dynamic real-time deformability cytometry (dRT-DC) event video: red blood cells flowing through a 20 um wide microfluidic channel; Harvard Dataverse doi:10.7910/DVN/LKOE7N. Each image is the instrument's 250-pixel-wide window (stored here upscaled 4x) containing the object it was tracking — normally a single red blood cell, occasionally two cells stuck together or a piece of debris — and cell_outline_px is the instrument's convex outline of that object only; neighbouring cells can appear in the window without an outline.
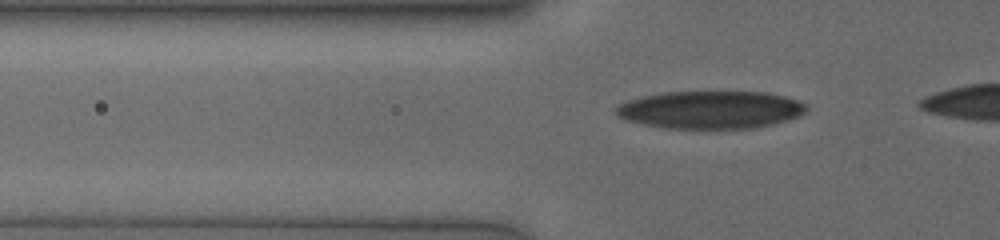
{"species": "human", "species_latin": "Homo sapiens", "temperature_condition": "cold", "stored_images_in_passage": 37, "camera_frame_rate_fps": 3000, "um_per_image_px": 0.085, "donor": {"sex": "male"}, "frame": {"image": 1, "passage_image": 7, "time_ms": 2.0, "image_size_px": [1000, 240], "cell_outline_px": [[808, 112], [800, 116], [788, 120], [772, 124], [752, 128], [664, 128], [624, 120], [616, 112], [616, 108], [620, 104], [632, 100], [648, 96], [668, 92], [760, 92], [780, 96], [796, 100], [808, 104]], "centroid_in_image_um": [60.46, 9.34], "position_along_channel_um": 65.3, "area_um2": 41.33}}
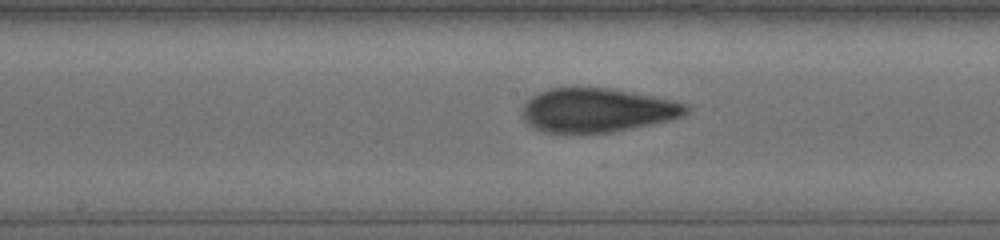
{"frame": {"image": 2, "passage_image": 18, "time_ms": 5.667, "image_size_px": [1000, 240], "cell_outline_px": [[692, 108], [684, 116], [652, 124], [612, 132], [580, 136], [576, 136], [544, 132], [528, 124], [524, 116], [524, 104], [532, 96], [540, 92], [552, 88], [608, 88], [688, 104]], "centroid_in_image_um": [50.74, 9.42], "position_along_channel_um": 197.5, "area_um2": 42.19}}
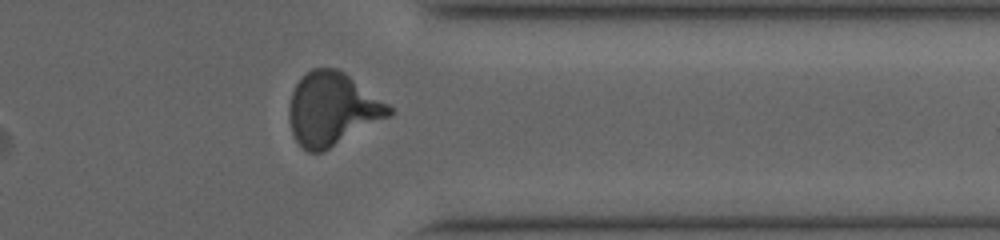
{"frame": {"image": 3, "passage_image": 33, "time_ms": 10.667, "image_size_px": [1000, 240], "cell_outline_px": [[392, 116], [324, 152], [308, 152], [296, 140], [292, 132], [288, 116], [288, 108], [292, 92], [296, 84], [312, 68], [336, 68], [344, 72], [388, 104], [392, 108]], "centroid_in_image_um": [28.25, 9.3], "position_along_channel_um": 383.2, "area_um2": 42.48}}